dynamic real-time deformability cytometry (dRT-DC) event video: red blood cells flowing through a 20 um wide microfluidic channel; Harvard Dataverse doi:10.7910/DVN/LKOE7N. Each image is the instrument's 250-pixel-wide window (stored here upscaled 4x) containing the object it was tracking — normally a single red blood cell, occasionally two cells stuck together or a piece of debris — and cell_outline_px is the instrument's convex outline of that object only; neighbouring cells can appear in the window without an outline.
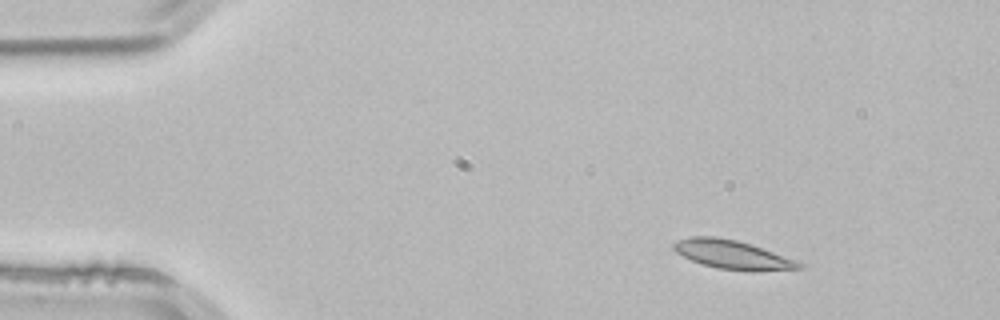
{"species": "common noctule bat (a hibernating species)", "species_latin": "Nyctalus noctula", "temperature_condition": "room temperature", "stored_images_in_passage": 3, "camera_frame_rate_fps": 3000, "um_per_image_px": 0.085, "animal": {"sex": "male", "body_mass_g": 21.5, "forearm_length_mm": 52.0}, "frame": {"image": 1, "passage_image": 1, "time_ms": 0.0, "image_size_px": [1000, 320], "cell_outline_px": [[804, 268], [716, 268], [692, 260], [676, 252], [672, 248], [672, 244], [680, 240], [692, 236], [712, 236], [736, 240], [772, 252], [804, 264]], "centroid_in_image_um": [62.1, 21.58], "position_along_channel_um": 22.9, "area_um2": 19.36}}
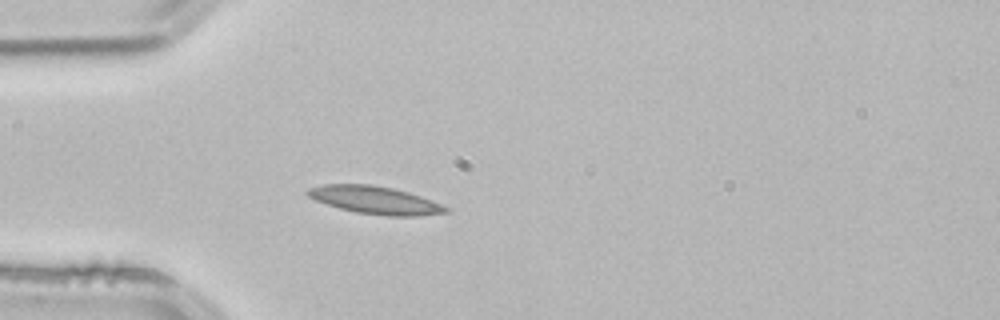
{"frame": {"image": 2, "passage_image": 3, "time_ms": 0.667, "image_size_px": [1000, 320], "cell_outline_px": [[448, 212], [420, 216], [388, 216], [356, 212], [340, 208], [316, 200], [308, 196], [304, 192], [308, 188], [324, 184], [368, 184], [392, 188], [408, 192], [420, 196], [440, 204], [448, 208]], "centroid_in_image_um": [31.86, 17.0], "position_along_channel_um": 53.1, "area_um2": 22.08}}